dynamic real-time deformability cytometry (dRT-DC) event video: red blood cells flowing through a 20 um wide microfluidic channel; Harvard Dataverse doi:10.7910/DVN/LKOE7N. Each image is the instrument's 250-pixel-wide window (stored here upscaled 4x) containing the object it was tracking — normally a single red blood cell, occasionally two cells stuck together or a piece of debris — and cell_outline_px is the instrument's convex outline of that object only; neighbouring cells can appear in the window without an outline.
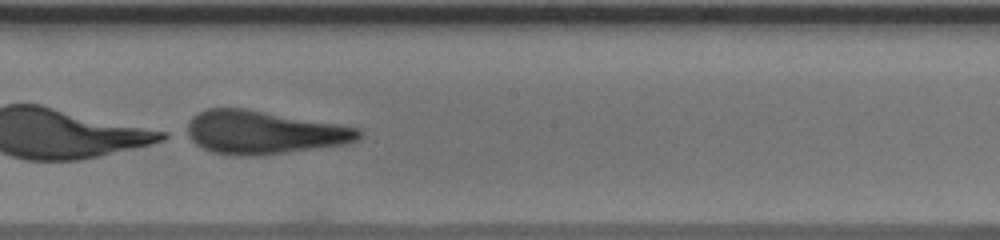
{"species": "human", "species_latin": "Homo sapiens", "temperature_condition": "warm", "stored_images_in_passage": 36, "camera_frame_rate_fps": 3000, "um_per_image_px": 0.085, "donor": {"sex": "male"}, "frame": {"image": 1, "passage_image": 18, "time_ms": 5.667, "image_size_px": [1000, 240], "cell_outline_px": [[360, 136], [356, 140], [344, 144], [288, 152], [252, 156], [240, 156], [212, 152], [196, 144], [184, 136], [180, 132], [188, 120], [192, 116], [208, 108], [244, 108], [360, 128]], "centroid_in_image_um": [22.28, 11.25], "position_along_channel_um": 225.9, "area_um2": 43.41}}
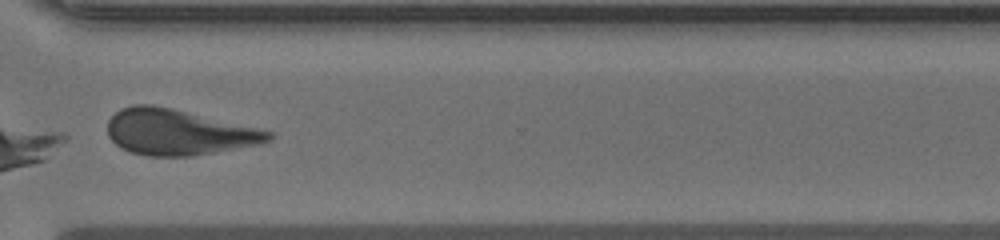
{"frame": {"image": 2, "passage_image": 28, "time_ms": 9.0, "image_size_px": [1000, 240], "cell_outline_px": [[272, 140], [260, 144], [192, 156], [148, 156], [128, 152], [120, 148], [108, 136], [108, 120], [120, 108], [132, 104], [152, 104], [172, 108], [272, 132]], "centroid_in_image_um": [15.1, 11.24], "position_along_channel_um": 355.5, "area_um2": 42.71}}